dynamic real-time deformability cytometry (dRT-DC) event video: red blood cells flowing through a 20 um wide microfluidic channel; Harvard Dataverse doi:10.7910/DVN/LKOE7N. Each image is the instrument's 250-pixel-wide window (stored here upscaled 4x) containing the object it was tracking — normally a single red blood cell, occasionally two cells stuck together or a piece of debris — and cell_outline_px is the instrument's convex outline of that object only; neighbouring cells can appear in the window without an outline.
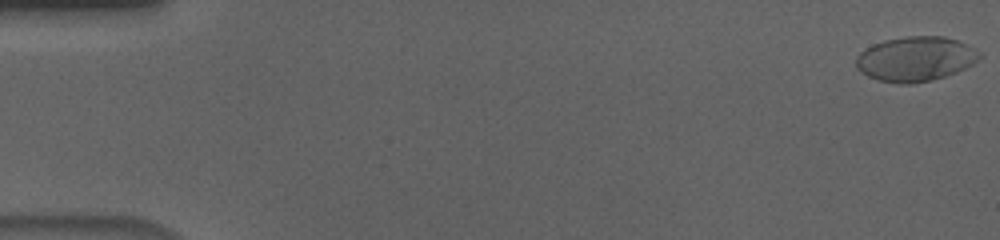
{"species": "human", "species_latin": "Homo sapiens", "temperature_condition": "cold", "stored_images_in_passage": 56, "camera_frame_rate_fps": 3000, "um_per_image_px": 0.085, "donor": {"sex": "male"}, "frame": {"image": 1, "passage_image": 1, "time_ms": 0.0, "image_size_px": [1000, 240], "cell_outline_px": [[984, 56], [972, 64], [956, 72], [944, 76], [912, 84], [900, 84], [880, 80], [868, 76], [860, 72], [856, 68], [856, 56], [864, 48], [872, 44], [884, 40], [908, 36], [944, 36], [956, 40], [980, 52]], "centroid_in_image_um": [77.78, 5.0], "position_along_channel_um": 7.2, "area_um2": 32.08}}
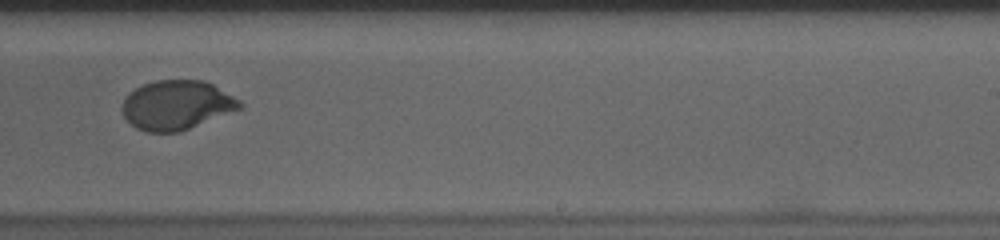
{"frame": {"image": 2, "passage_image": 36, "time_ms": 11.667, "image_size_px": [1000, 240], "cell_outline_px": [[244, 108], [180, 132], [144, 132], [136, 128], [124, 116], [120, 108], [124, 96], [128, 92], [144, 84], [156, 80], [204, 80], [212, 84], [240, 100], [244, 104]], "centroid_in_image_um": [15.01, 8.94], "position_along_channel_um": 274.0, "area_um2": 34.16}}
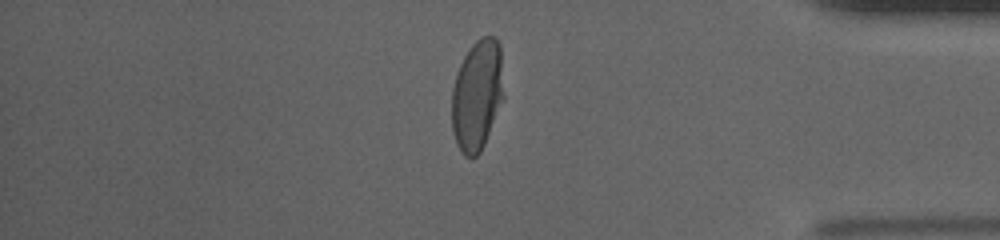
{"frame": {"image": 3, "passage_image": 48, "time_ms": 15.667, "image_size_px": [1000, 240], "cell_outline_px": [[504, 100], [484, 144], [480, 152], [472, 160], [464, 156], [460, 152], [456, 144], [452, 132], [452, 88], [456, 72], [464, 56], [472, 44], [480, 36], [496, 36], [500, 44], [504, 96]], "centroid_in_image_um": [40.56, 8.1], "position_along_channel_um": 394.6, "area_um2": 34.22}, "authors_computed_cell_mechanics": {"area_um2": 34.102, "velocity_mm_per_s": 3.6658, "shape_relaxation_time_tau1_ms": 5.0411, "shape_relaxation_time_tau2_ms": null, "deformation_change_tau1": 0.1994, "deformation_change_tau2": null}}